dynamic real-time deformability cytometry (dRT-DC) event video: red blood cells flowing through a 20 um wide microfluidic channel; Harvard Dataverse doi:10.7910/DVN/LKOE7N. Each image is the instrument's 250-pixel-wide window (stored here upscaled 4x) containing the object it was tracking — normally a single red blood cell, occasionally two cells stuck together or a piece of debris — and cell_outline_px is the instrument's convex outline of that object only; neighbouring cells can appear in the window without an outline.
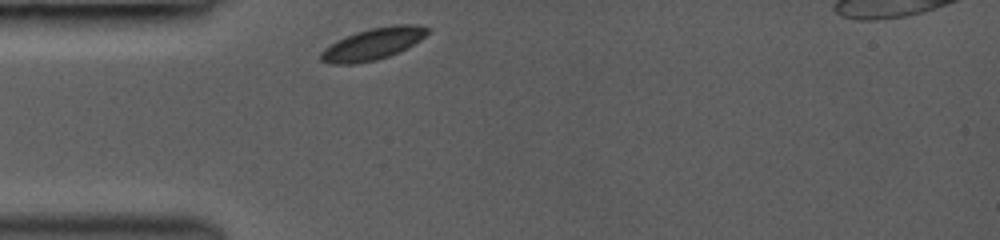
{"species": "common noctule bat (a hibernating species)", "species_latin": "Nyctalus noctula", "temperature_condition": "room temperature", "stored_images_in_passage": 18, "camera_frame_rate_fps": 3000, "um_per_image_px": 0.085, "animal": {"sex": "female", "body_mass_g": 19.0, "forearm_length_mm": 53.3}, "frame": {"image": 1, "passage_image": 1, "time_ms": 0.0, "image_size_px": [1000, 240], "cell_outline_px": [[432, 28], [420, 40], [388, 56], [376, 60], [356, 64], [328, 64], [320, 60], [320, 52], [324, 48], [336, 40], [344, 36], [368, 28], [396, 24], [416, 24]], "centroid_in_image_um": [31.65, 3.72], "position_along_channel_um": 53.3, "area_um2": 19.83}}
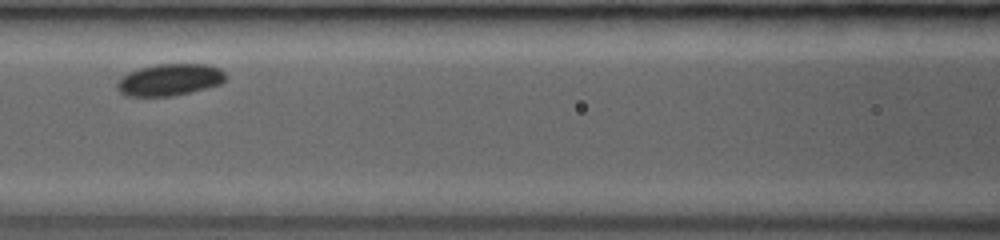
{"frame": {"image": 2, "passage_image": 8, "time_ms": 2.667, "image_size_px": [1000, 240], "cell_outline_px": [[228, 76], [220, 84], [172, 96], [124, 96], [116, 88], [116, 80], [128, 72], [140, 68], [156, 64], [208, 64], [220, 68]], "centroid_in_image_um": [14.39, 6.77], "position_along_channel_um": 152.2, "area_um2": 20.23}}
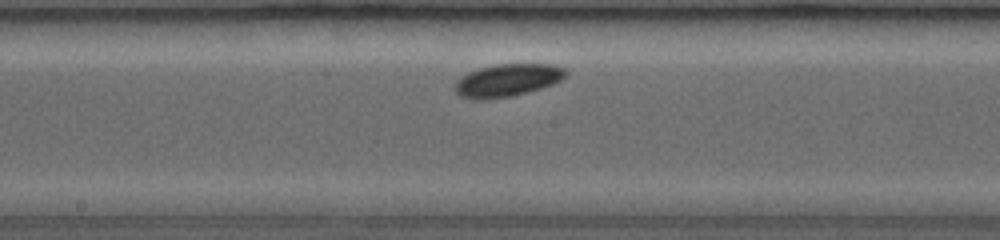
{"frame": {"image": 3, "passage_image": 12, "time_ms": 4.0, "image_size_px": [1000, 240], "cell_outline_px": [[568, 72], [560, 80], [552, 84], [528, 92], [508, 96], [484, 100], [472, 100], [460, 96], [452, 88], [456, 80], [460, 76], [468, 72], [492, 64], [552, 64], [564, 68]], "centroid_in_image_um": [43.05, 6.82], "position_along_channel_um": 205.1, "area_um2": 21.21}}